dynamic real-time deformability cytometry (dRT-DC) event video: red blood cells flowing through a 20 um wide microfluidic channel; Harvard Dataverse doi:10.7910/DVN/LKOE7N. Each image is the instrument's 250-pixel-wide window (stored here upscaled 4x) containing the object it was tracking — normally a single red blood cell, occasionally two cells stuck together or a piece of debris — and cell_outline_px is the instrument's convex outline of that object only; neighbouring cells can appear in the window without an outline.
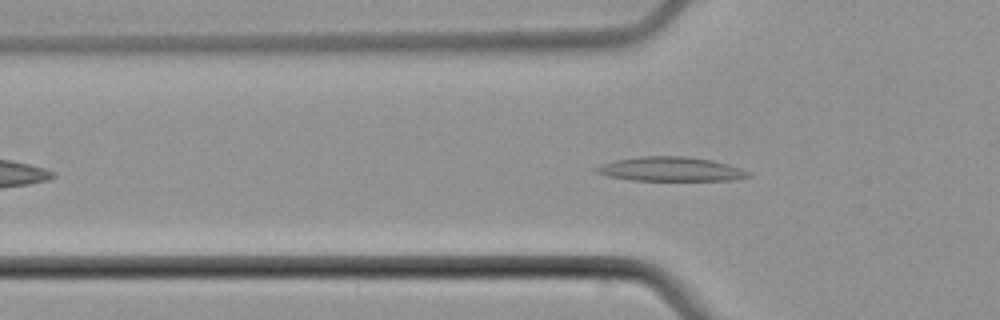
{"species": "common noctule bat (a hibernating species)", "species_latin": "Nyctalus noctula", "temperature_condition": "cold", "stored_images_in_passage": 44, "camera_frame_rate_fps": 3000, "um_per_image_px": 0.085, "animal": {"sex": "male", "body_mass_g": 21.5, "forearm_length_mm": 52.0}, "frame": {"image": 1, "passage_image": 11, "time_ms": 3.333, "image_size_px": [1000, 320], "cell_outline_px": [[752, 176], [728, 180], [632, 180], [608, 176], [596, 172], [592, 168], [600, 164], [616, 160], [640, 156], [684, 156], [712, 160], [728, 164], [740, 168], [748, 172]], "centroid_in_image_um": [56.96, 14.37], "position_along_channel_um": 68.8, "area_um2": 21.33}}
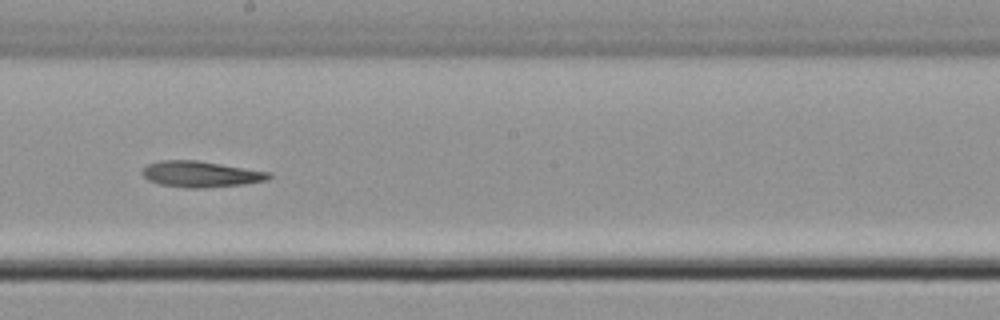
{"frame": {"image": 2, "passage_image": 24, "time_ms": 7.667, "image_size_px": [1000, 320], "cell_outline_px": [[272, 176], [268, 180], [244, 184], [204, 188], [188, 188], [160, 184], [148, 180], [140, 172], [148, 164], [160, 160], [196, 160], [268, 172]], "centroid_in_image_um": [17.03, 14.8], "position_along_channel_um": 231.2, "area_um2": 19.02}}
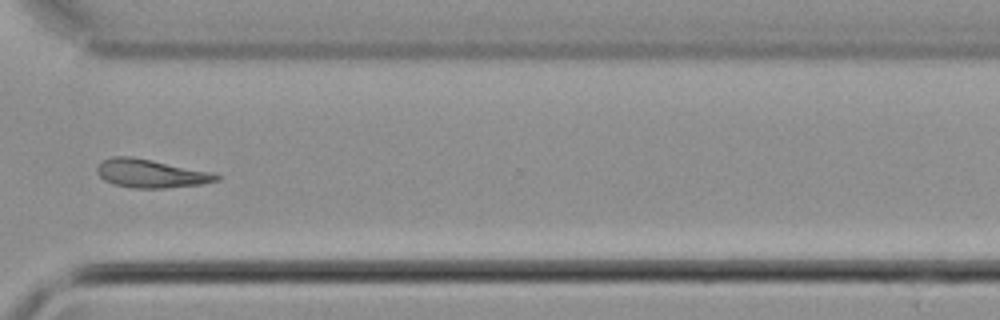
{"frame": {"image": 3, "passage_image": 34, "time_ms": 11.0, "image_size_px": [1000, 320], "cell_outline_px": [[220, 180], [200, 184], [164, 188], [132, 188], [112, 184], [104, 180], [96, 172], [96, 168], [104, 160], [112, 156], [132, 156], [152, 160], [208, 172], [220, 176]], "centroid_in_image_um": [12.75, 14.75], "position_along_channel_um": 357.8, "area_um2": 19.48}}